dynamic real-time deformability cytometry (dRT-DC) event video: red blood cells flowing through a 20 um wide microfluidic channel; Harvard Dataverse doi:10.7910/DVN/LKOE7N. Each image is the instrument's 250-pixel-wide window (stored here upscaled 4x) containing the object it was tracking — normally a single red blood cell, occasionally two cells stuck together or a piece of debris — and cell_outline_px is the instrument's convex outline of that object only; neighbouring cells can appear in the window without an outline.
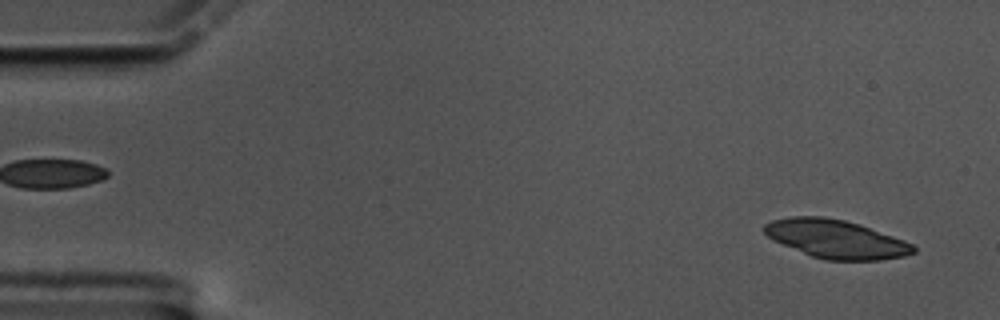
{"species": "common noctule bat (a hibernating species)", "species_latin": "Nyctalus noctula", "temperature_condition": "cold", "stored_images_in_passage": 39, "camera_frame_rate_fps": 3000, "um_per_image_px": 0.085, "animal": {"sex": "male", "body_mass_g": 17.5, "forearm_length_mm": 52.3}, "frame": {"image": 1, "passage_image": 3, "time_ms": 0.667, "image_size_px": [1000, 320], "cell_outline_px": [[916, 252], [904, 256], [880, 260], [828, 260], [812, 256], [772, 240], [764, 232], [764, 224], [772, 220], [792, 216], [824, 216], [844, 220], [860, 224], [904, 240], [912, 244], [916, 248]], "centroid_in_image_um": [71.06, 20.31], "position_along_channel_um": 13.9, "area_um2": 33.29}}